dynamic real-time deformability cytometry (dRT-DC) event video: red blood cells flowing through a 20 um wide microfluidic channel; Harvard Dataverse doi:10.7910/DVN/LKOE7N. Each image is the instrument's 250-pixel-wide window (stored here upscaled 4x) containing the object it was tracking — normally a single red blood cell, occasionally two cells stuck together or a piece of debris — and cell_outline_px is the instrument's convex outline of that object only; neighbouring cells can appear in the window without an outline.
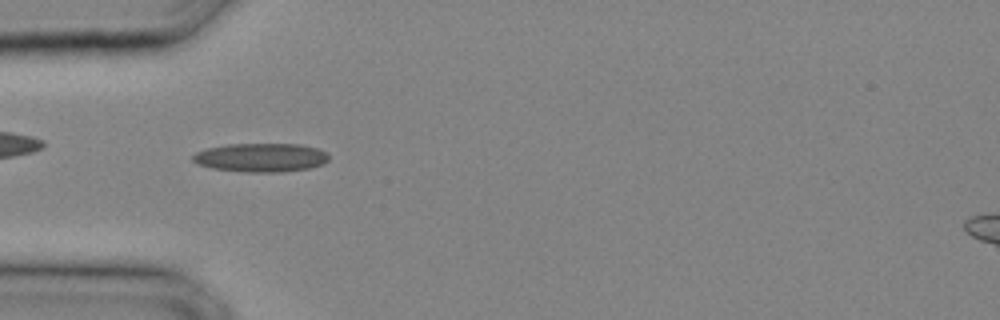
{"species": "common noctule bat (a hibernating species)", "species_latin": "Nyctalus noctula", "temperature_condition": "cold", "stored_images_in_passage": 30, "camera_frame_rate_fps": 3000, "um_per_image_px": 0.085, "animal": {"sex": "male", "body_mass_g": 20.4}, "frame": {"image": 1, "passage_image": 9, "time_ms": 2.667, "image_size_px": [1000, 320], "cell_outline_px": [[328, 160], [324, 164], [308, 168], [280, 172], [244, 172], [212, 168], [196, 164], [192, 160], [192, 156], [196, 152], [208, 148], [228, 144], [300, 144], [316, 148], [328, 152]], "centroid_in_image_um": [22.17, 13.39], "position_along_channel_um": 62.8, "area_um2": 22.83}}
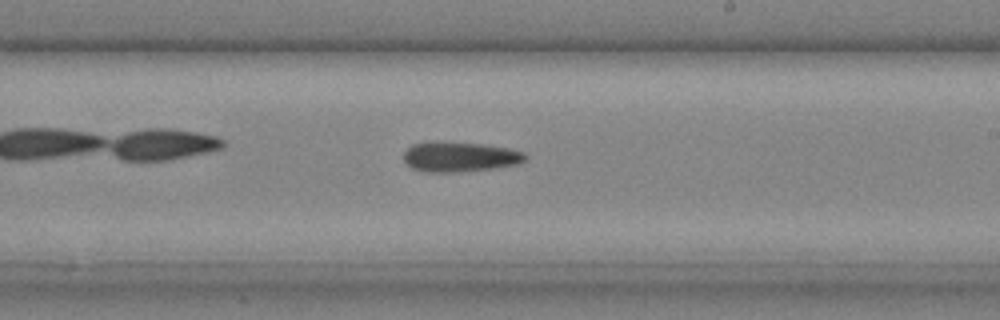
{"frame": {"image": 2, "passage_image": 18, "time_ms": 5.667, "image_size_px": [1000, 320], "cell_outline_px": [[528, 156], [520, 164], [492, 168], [456, 172], [424, 172], [412, 168], [404, 160], [404, 152], [412, 144], [480, 144], [508, 148], [524, 152]], "centroid_in_image_um": [39.13, 13.37], "position_along_channel_um": 249.9, "area_um2": 20.4}}
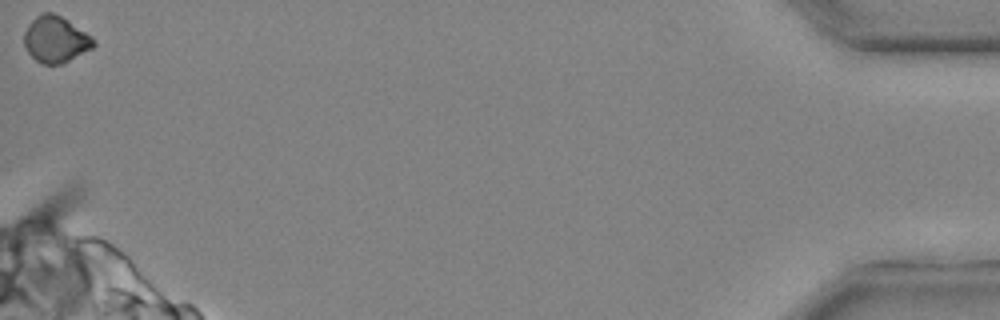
{"frame": {"image": 3, "passage_image": 30, "time_ms": 9.667, "image_size_px": [1000, 320], "cell_outline_px": [[96, 44], [92, 48], [60, 64], [40, 64], [28, 52], [24, 44], [24, 32], [28, 24], [36, 16], [44, 12], [52, 12], [60, 16], [92, 36], [96, 40]], "centroid_in_image_um": [4.71, 3.34], "position_along_channel_um": 430.5, "area_um2": 18.55}}